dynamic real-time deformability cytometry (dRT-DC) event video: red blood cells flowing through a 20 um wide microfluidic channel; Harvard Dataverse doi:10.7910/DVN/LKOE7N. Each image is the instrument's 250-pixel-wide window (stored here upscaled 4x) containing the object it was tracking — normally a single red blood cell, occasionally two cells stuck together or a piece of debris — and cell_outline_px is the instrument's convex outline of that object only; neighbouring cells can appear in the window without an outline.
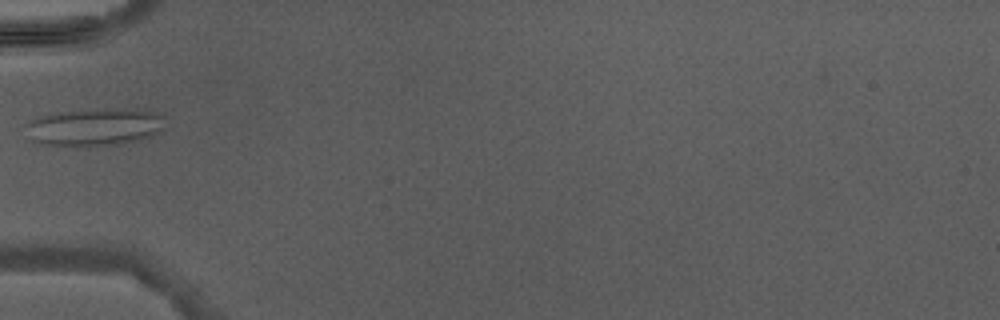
{"species": "Egyptian fruit bat (a non-hibernating species)", "species_latin": "Rousettus aegyptiacus", "temperature_condition": "warm", "stored_images_in_passage": 4, "camera_frame_rate_fps": 3000, "um_per_image_px": 0.085, "animal": {"sex": "male"}, "frame": {"image": 1, "passage_image": 4, "time_ms": 3.333, "image_size_px": [1000, 320], "cell_outline_px": [[164, 128], [152, 136], [116, 144], [44, 144], [32, 140], [28, 124], [28, 120], [40, 116], [56, 112], [124, 108], [144, 108], [156, 112], [160, 116]], "centroid_in_image_um": [8.1, 10.75], "position_along_channel_um": 76.9, "area_um2": 29.48}}